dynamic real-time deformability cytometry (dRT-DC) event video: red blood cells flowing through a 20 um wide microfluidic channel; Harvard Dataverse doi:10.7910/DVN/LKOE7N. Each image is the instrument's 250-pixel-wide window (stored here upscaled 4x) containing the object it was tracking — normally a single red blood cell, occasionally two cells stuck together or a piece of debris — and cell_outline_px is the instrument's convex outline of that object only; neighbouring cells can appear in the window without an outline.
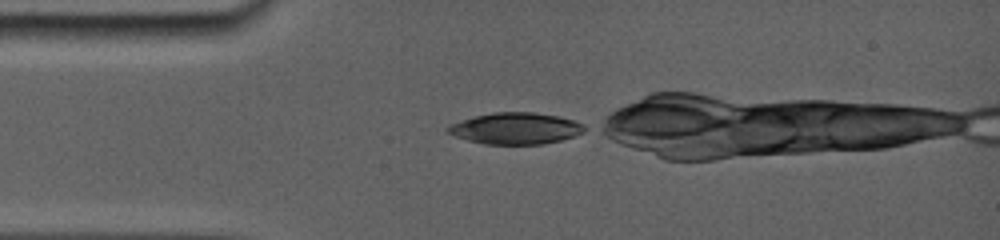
{"species": "common noctule bat (a hibernating species)", "species_latin": "Nyctalus noctula", "temperature_condition": "room temperature", "stored_images_in_passage": 12, "camera_frame_rate_fps": 5000, "um_per_image_px": 0.085, "animal": {"sex": "female", "body_mass_g": 19.0, "forearm_length_mm": 56.7}, "frame": {"image": 1, "passage_image": 1, "time_ms": 0.0, "image_size_px": [1000, 240], "cell_outline_px": [[588, 128], [572, 136], [540, 144], [488, 144], [472, 140], [448, 132], [448, 128], [452, 124], [476, 116], [492, 112], [532, 112], [556, 116], [572, 120]], "centroid_in_image_um": [43.85, 10.9], "position_along_channel_um": 41.2, "area_um2": 23.99}}
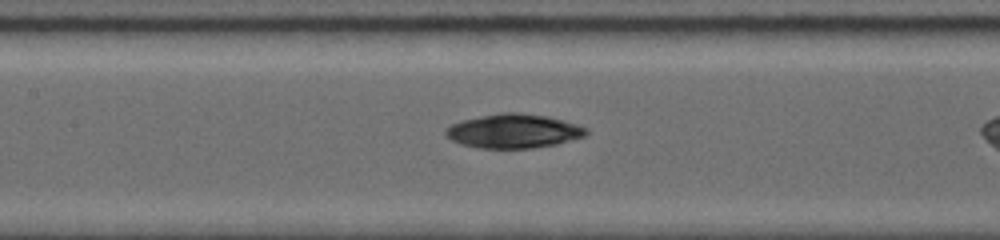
{"frame": {"image": 2, "passage_image": 8, "time_ms": 3.6, "image_size_px": [1000, 240], "cell_outline_px": [[588, 132], [584, 136], [556, 144], [528, 148], [480, 148], [464, 144], [452, 140], [444, 132], [452, 124], [464, 120], [504, 112], [516, 112], [548, 116], [584, 128]], "centroid_in_image_um": [43.64, 11.14], "position_along_channel_um": 163.8, "area_um2": 27.05}}
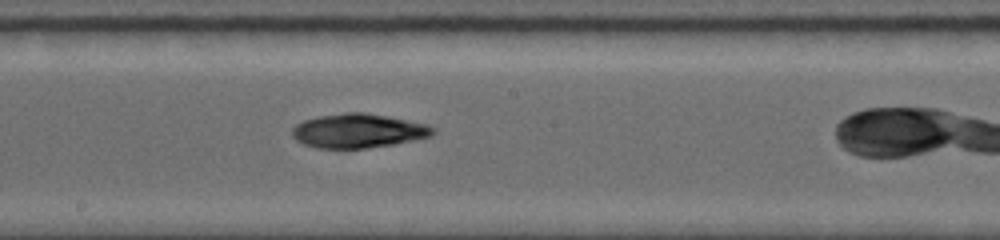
{"frame": {"image": 3, "passage_image": 11, "time_ms": 5.0, "image_size_px": [1000, 240], "cell_outline_px": [[436, 132], [428, 136], [412, 140], [392, 144], [364, 148], [316, 148], [304, 144], [296, 140], [292, 136], [292, 128], [296, 124], [304, 120], [316, 116], [344, 112], [364, 112], [424, 124], [432, 128]], "centroid_in_image_um": [30.35, 11.11], "position_along_channel_um": 217.9, "area_um2": 27.57}}